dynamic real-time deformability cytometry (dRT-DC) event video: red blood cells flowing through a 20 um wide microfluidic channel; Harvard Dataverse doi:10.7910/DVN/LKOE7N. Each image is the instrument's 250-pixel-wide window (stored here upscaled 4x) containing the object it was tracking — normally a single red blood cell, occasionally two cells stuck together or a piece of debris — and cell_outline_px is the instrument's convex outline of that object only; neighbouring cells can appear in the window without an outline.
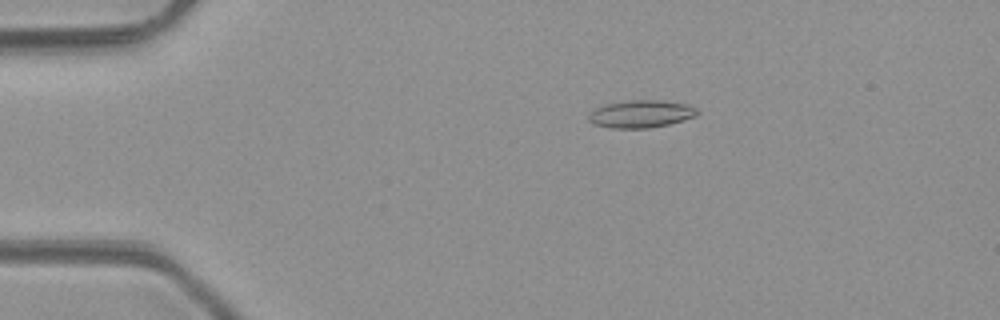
{"species": "common noctule bat (a hibernating species)", "species_latin": "Nyctalus noctula", "temperature_condition": "room temperature", "stored_images_in_passage": 6, "camera_frame_rate_fps": 3000, "um_per_image_px": 0.085, "animal": {"sex": "male", "body_mass_g": 23.1, "forearm_length_mm": 52.7}, "frame": {"image": 1, "passage_image": 3, "time_ms": 2.333, "image_size_px": [1000, 320], "cell_outline_px": [[700, 112], [696, 116], [684, 120], [668, 124], [648, 128], [612, 128], [592, 124], [588, 120], [588, 116], [596, 108], [604, 104], [628, 100], [660, 100], [688, 104], [696, 108]], "centroid_in_image_um": [54.49, 9.68], "position_along_channel_um": 30.5, "area_um2": 17.51}}
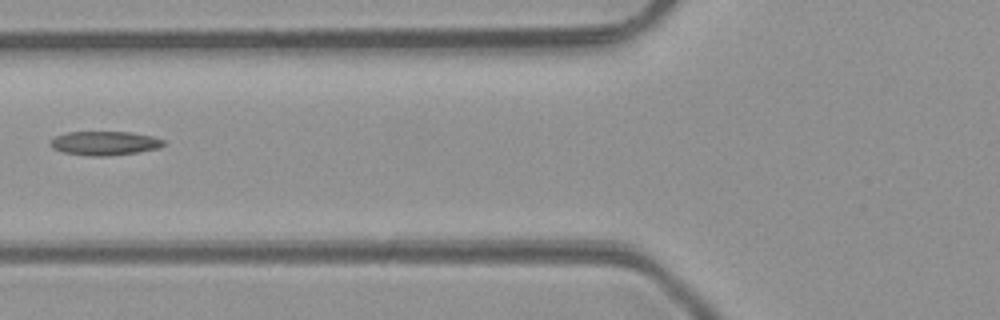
{"frame": {"image": 2, "passage_image": 6, "time_ms": 5.667, "image_size_px": [1000, 320], "cell_outline_px": [[164, 144], [160, 148], [136, 152], [108, 156], [88, 156], [64, 152], [52, 148], [48, 144], [56, 136], [68, 132], [132, 132], [152, 136], [164, 140]], "centroid_in_image_um": [8.89, 12.17], "position_along_channel_um": 116.9, "area_um2": 15.78}}